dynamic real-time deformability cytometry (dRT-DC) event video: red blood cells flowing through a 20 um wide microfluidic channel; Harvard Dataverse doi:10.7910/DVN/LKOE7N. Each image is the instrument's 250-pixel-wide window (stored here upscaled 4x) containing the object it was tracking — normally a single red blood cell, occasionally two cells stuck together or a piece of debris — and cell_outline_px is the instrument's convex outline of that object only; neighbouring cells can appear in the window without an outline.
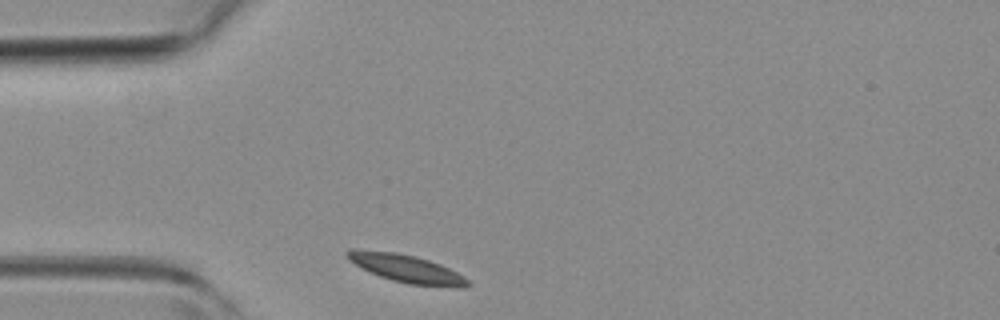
{"species": "common noctule bat (a hibernating species)", "species_latin": "Nyctalus noctula", "temperature_condition": "room temperature", "stored_images_in_passage": 6, "camera_frame_rate_fps": 3000, "um_per_image_px": 0.085, "animal": {"sex": "female", "body_mass_g": 19.3, "forearm_length_mm": 54.1}, "frame": {"image": 1, "passage_image": 1, "time_ms": 0.0, "image_size_px": [1000, 320], "cell_outline_px": [[472, 284], [464, 288], [460, 288], [408, 284], [392, 280], [380, 276], [348, 260], [344, 252], [348, 248], [360, 248], [396, 252], [416, 256], [440, 264], [464, 276]], "centroid_in_image_um": [34.53, 22.81], "position_along_channel_um": 50.5, "area_um2": 19.83}}
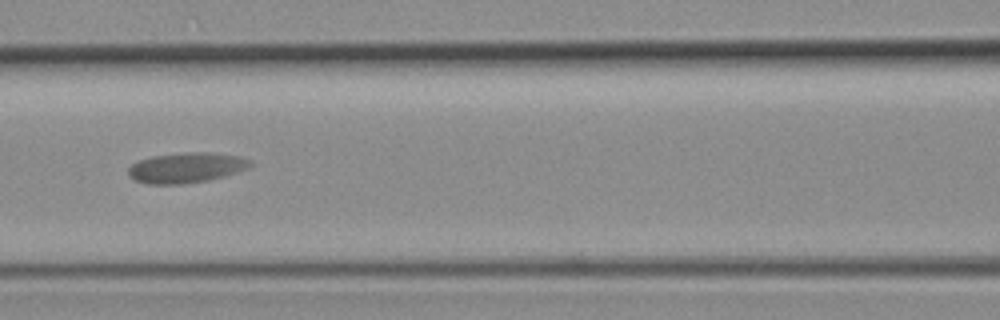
{"frame": {"image": 2, "passage_image": 4, "time_ms": 3.667, "image_size_px": [1000, 320], "cell_outline_px": [[256, 164], [252, 168], [224, 176], [208, 180], [180, 184], [148, 184], [136, 180], [128, 176], [128, 168], [132, 164], [140, 160], [152, 156], [184, 152], [212, 152], [240, 156], [252, 160]], "centroid_in_image_um": [15.91, 14.24], "position_along_channel_um": 150.7, "area_um2": 21.85}}
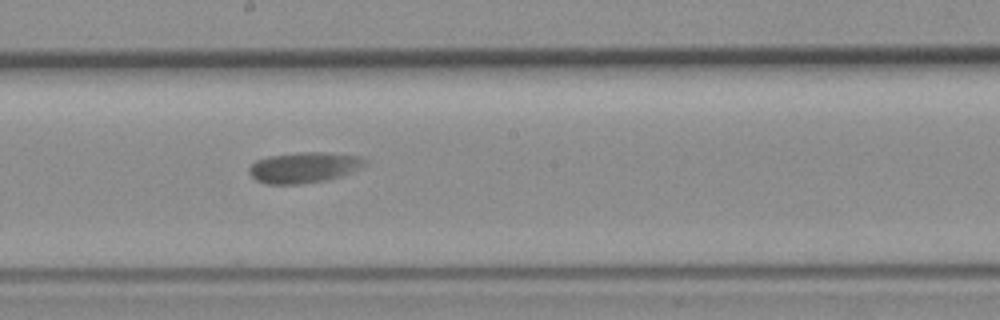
{"frame": {"image": 3, "passage_image": 6, "time_ms": 5.667, "image_size_px": [1000, 320], "cell_outline_px": [[368, 164], [340, 176], [328, 180], [300, 184], [264, 184], [256, 180], [248, 172], [248, 168], [256, 160], [268, 156], [304, 152], [324, 152], [360, 156], [368, 160]], "centroid_in_image_um": [25.83, 14.24], "position_along_channel_um": 222.4, "area_um2": 20.81}}